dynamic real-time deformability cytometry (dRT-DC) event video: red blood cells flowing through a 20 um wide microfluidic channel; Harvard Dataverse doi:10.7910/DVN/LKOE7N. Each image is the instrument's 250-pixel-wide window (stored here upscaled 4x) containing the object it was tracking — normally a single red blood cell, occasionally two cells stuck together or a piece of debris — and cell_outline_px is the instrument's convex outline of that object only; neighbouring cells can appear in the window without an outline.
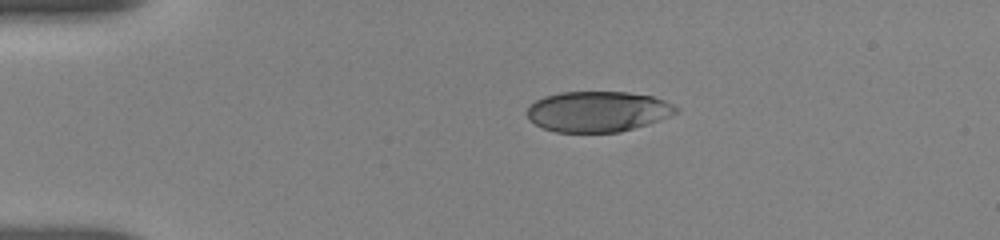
{"species": "human", "species_latin": "Homo sapiens", "temperature_condition": "room temperature", "stored_images_in_passage": 3, "camera_frame_rate_fps": 3000, "um_per_image_px": 0.085, "donor": {"sex": "female"}, "frame": {"image": 1, "passage_image": 1, "time_ms": 0.0, "image_size_px": [1000, 240], "cell_outline_px": [[680, 108], [676, 112], [668, 116], [648, 124], [620, 132], [556, 132], [544, 128], [536, 124], [528, 116], [528, 108], [536, 100], [544, 96], [560, 92], [628, 92], [652, 96], [664, 100]], "centroid_in_image_um": [50.82, 9.47], "position_along_channel_um": 34.2, "area_um2": 34.97}}